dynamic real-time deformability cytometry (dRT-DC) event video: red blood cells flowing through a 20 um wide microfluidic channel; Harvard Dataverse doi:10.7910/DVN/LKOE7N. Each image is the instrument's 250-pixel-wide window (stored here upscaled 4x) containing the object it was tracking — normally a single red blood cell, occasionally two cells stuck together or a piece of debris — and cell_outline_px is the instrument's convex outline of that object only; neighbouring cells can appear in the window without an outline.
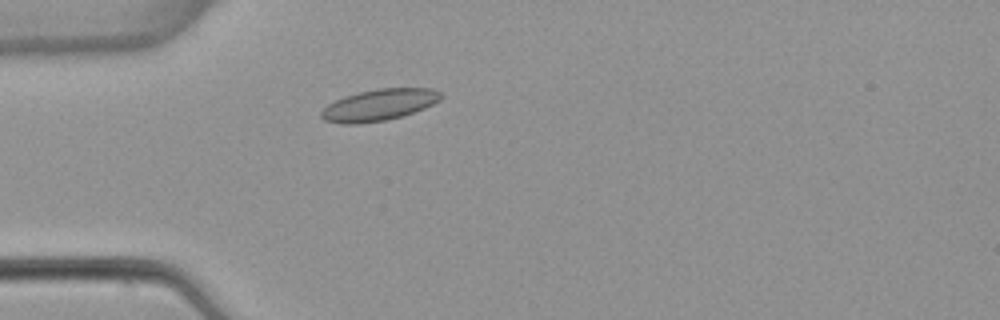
{"species": "common noctule bat (a hibernating species)", "species_latin": "Nyctalus noctula", "temperature_condition": "warm", "stored_images_in_passage": 3, "camera_frame_rate_fps": 3000, "um_per_image_px": 0.085, "animal": {"sex": "female", "body_mass_g": 22.7, "forearm_length_mm": 54.2}, "frame": {"image": 1, "passage_image": 3, "time_ms": 2.333, "image_size_px": [1000, 320], "cell_outline_px": [[444, 96], [440, 100], [424, 108], [400, 116], [384, 120], [356, 124], [340, 124], [324, 120], [320, 116], [320, 112], [328, 104], [344, 96], [360, 92], [380, 88], [432, 88], [440, 92]], "centroid_in_image_um": [32.21, 8.91], "position_along_channel_um": 52.8, "area_um2": 21.79}}